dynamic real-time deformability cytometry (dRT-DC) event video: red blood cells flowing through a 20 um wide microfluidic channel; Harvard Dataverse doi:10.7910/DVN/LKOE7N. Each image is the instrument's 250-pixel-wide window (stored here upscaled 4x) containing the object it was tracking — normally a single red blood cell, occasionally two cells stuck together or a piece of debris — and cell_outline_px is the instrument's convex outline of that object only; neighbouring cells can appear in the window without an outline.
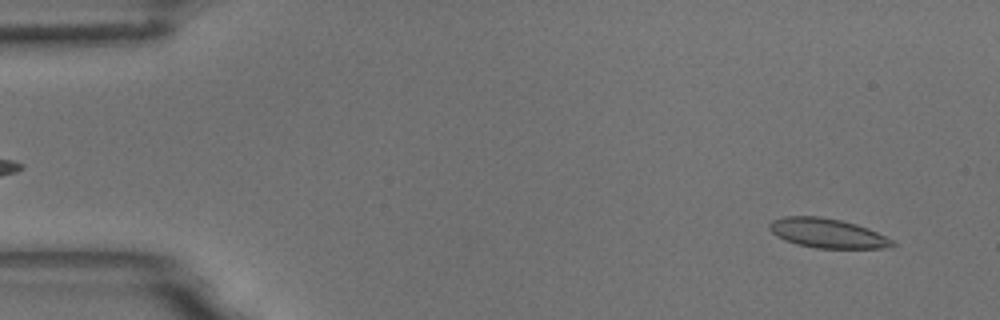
{"species": "common noctule bat (a hibernating species)", "species_latin": "Nyctalus noctula", "temperature_condition": "room temperature", "stored_images_in_passage": 5, "segment_of_instrument_passage": [2, 2], "camera_frame_rate_fps": 3000, "um_per_image_px": 0.085, "animal": {"sex": "male", "body_mass_g": 18.8}, "frame": {"image": 1, "passage_image": 5, "time_ms": 1.333, "image_size_px": [1000, 320], "cell_outline_px": [[900, 244], [892, 248], [816, 248], [796, 244], [784, 240], [776, 236], [768, 228], [768, 224], [772, 220], [784, 216], [820, 216], [840, 220], [856, 224], [868, 228]], "centroid_in_image_um": [70.33, 19.83], "position_along_channel_um": 14.7, "area_um2": 21.27}}